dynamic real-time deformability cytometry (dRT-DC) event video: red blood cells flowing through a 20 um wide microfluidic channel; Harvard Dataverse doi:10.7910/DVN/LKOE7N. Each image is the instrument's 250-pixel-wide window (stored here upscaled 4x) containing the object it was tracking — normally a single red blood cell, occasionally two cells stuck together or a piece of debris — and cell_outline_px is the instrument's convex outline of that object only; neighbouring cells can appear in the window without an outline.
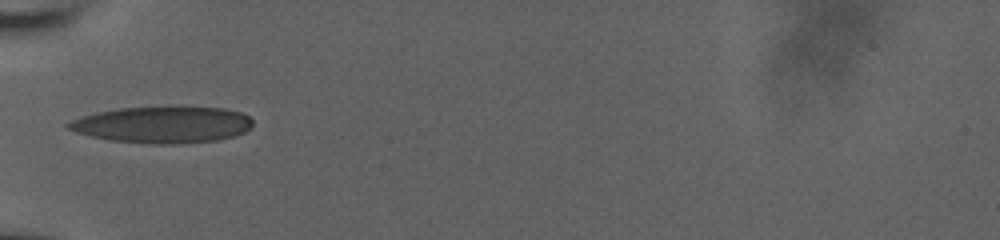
{"species": "human", "species_latin": "Homo sapiens", "temperature_condition": "room temperature", "stored_images_in_passage": 35, "camera_frame_rate_fps": 3000, "um_per_image_px": 0.085, "donor": {"sex": "male"}, "frame": {"image": 1, "passage_image": 1, "time_ms": 0.0, "image_size_px": [1000, 240], "cell_outline_px": [[252, 124], [244, 132], [232, 136], [216, 140], [176, 144], [156, 144], [108, 140], [76, 132], [68, 128], [64, 124], [68, 120], [80, 116], [96, 112], [120, 108], [172, 104], [224, 108], [240, 112], [248, 116], [252, 120]], "centroid_in_image_um": [13.78, 10.55], "position_along_channel_um": 71.2, "area_um2": 40.29}}
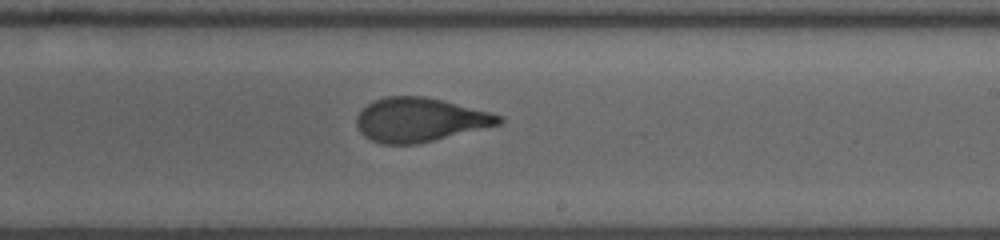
{"frame": {"image": 2, "passage_image": 15, "time_ms": 4.667, "image_size_px": [1000, 240], "cell_outline_px": [[504, 120], [500, 124], [416, 144], [380, 144], [368, 140], [360, 132], [356, 124], [356, 116], [372, 100], [388, 96], [424, 96], [444, 100], [492, 112], [504, 116]], "centroid_in_image_um": [35.67, 10.17], "position_along_channel_um": 253.3, "area_um2": 36.59}}
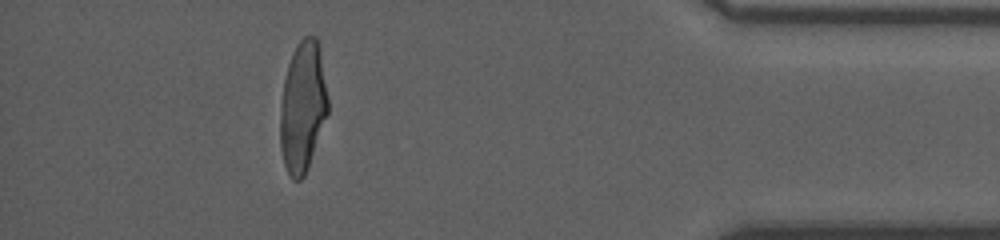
{"frame": {"image": 3, "passage_image": 30, "time_ms": 9.667, "image_size_px": [1000, 240], "cell_outline_px": [[328, 112], [304, 176], [300, 180], [292, 180], [288, 176], [284, 164], [280, 144], [280, 104], [284, 80], [288, 64], [300, 40], [304, 36], [316, 36], [320, 48], [328, 96]], "centroid_in_image_um": [25.72, 9.08], "position_along_channel_um": 409.5, "area_um2": 36.18}, "authors_computed_cell_mechanics": {"area_um2": 37.0498, "velocity_mm_per_s": 3.9396, "shape_relaxation_time_tau1_ms": 7.6521, "shape_relaxation_time_tau2_ms": 1.1195, "deformation_change_tau1": 0.2735, "deformation_change_tau2": 0.0905}}